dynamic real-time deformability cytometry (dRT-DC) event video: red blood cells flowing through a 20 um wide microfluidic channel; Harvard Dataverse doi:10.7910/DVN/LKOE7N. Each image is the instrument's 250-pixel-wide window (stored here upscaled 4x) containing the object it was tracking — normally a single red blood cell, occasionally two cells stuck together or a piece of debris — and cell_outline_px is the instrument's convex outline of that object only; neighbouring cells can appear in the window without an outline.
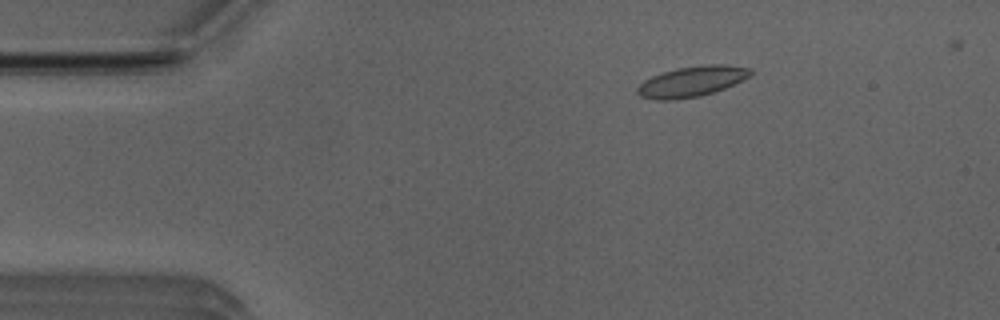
{"species": "Egyptian fruit bat (a non-hibernating species)", "species_latin": "Rousettus aegyptiacus", "temperature_condition": "room temperature", "stored_images_in_passage": 44, "camera_frame_rate_fps": 3000, "um_per_image_px": 0.085, "animal": {"sex": "male"}, "frame": {"image": 1, "passage_image": 1, "time_ms": 0.0, "image_size_px": [1000, 320], "cell_outline_px": [[752, 72], [748, 76], [724, 88], [700, 96], [668, 100], [656, 100], [640, 96], [636, 92], [636, 88], [644, 80], [652, 76], [676, 68], [708, 64], [724, 64], [752, 68]], "centroid_in_image_um": [58.76, 6.92], "position_along_channel_um": 26.2, "area_um2": 19.83}}
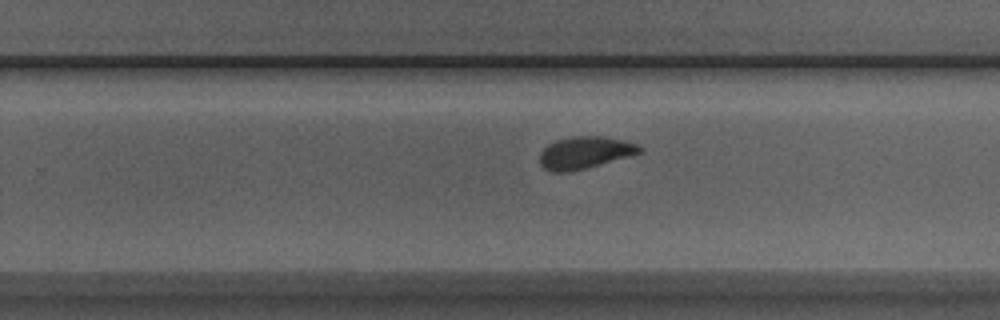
{"frame": {"image": 2, "passage_image": 25, "time_ms": 8.0, "image_size_px": [1000, 320], "cell_outline_px": [[644, 152], [584, 168], [568, 172], [552, 172], [544, 168], [540, 164], [540, 152], [548, 144], [556, 140], [576, 136], [604, 136], [624, 140], [636, 144], [644, 148]], "centroid_in_image_um": [49.72, 12.96], "position_along_channel_um": 280.1, "area_um2": 18.61}}
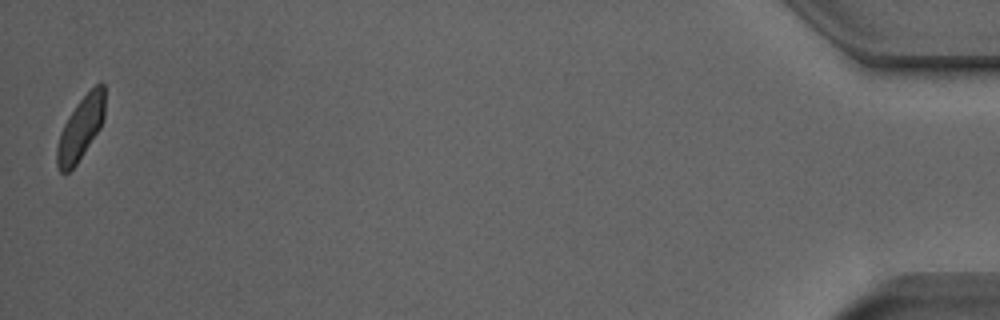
{"frame": {"image": 3, "passage_image": 44, "time_ms": 14.333, "image_size_px": [1000, 320], "cell_outline_px": [[104, 120], [100, 128], [76, 164], [68, 172], [60, 172], [56, 164], [56, 148], [60, 132], [64, 124], [76, 104], [100, 80], [104, 84]], "centroid_in_image_um": [6.85, 10.9], "position_along_channel_um": 428.4, "area_um2": 17.46}, "authors_computed_cell_mechanics": {"area_um2": 18.785, "velocity_mm_per_s": 3.933, "shape_relaxation_time_tau1_ms": 5.2427, "shape_relaxation_time_tau2_ms": 0.9137, "deformation_change_tau1": 0.1211, "deformation_change_tau2": 0.0426}}